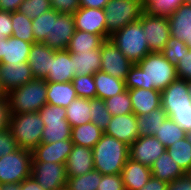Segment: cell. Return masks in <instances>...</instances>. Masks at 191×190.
Instances as JSON below:
<instances>
[{"mask_svg": "<svg viewBox=\"0 0 191 190\" xmlns=\"http://www.w3.org/2000/svg\"><path fill=\"white\" fill-rule=\"evenodd\" d=\"M177 78L176 67L161 52H151L130 68L125 87L128 90L144 88L161 92Z\"/></svg>", "mask_w": 191, "mask_h": 190, "instance_id": "6da1fadb", "label": "cell"}, {"mask_svg": "<svg viewBox=\"0 0 191 190\" xmlns=\"http://www.w3.org/2000/svg\"><path fill=\"white\" fill-rule=\"evenodd\" d=\"M94 170L102 175L121 174L123 166L129 159V146L103 133L101 139L92 148Z\"/></svg>", "mask_w": 191, "mask_h": 190, "instance_id": "7a4b0ae2", "label": "cell"}, {"mask_svg": "<svg viewBox=\"0 0 191 190\" xmlns=\"http://www.w3.org/2000/svg\"><path fill=\"white\" fill-rule=\"evenodd\" d=\"M46 93L47 81L45 79H34L14 88L7 94L11 113L38 112L47 104Z\"/></svg>", "mask_w": 191, "mask_h": 190, "instance_id": "3957f363", "label": "cell"}, {"mask_svg": "<svg viewBox=\"0 0 191 190\" xmlns=\"http://www.w3.org/2000/svg\"><path fill=\"white\" fill-rule=\"evenodd\" d=\"M44 127L39 112L11 113L9 129L21 149L33 151L41 143Z\"/></svg>", "mask_w": 191, "mask_h": 190, "instance_id": "277c9868", "label": "cell"}, {"mask_svg": "<svg viewBox=\"0 0 191 190\" xmlns=\"http://www.w3.org/2000/svg\"><path fill=\"white\" fill-rule=\"evenodd\" d=\"M110 39L133 64H137L151 53L142 23L139 20L124 26L115 32Z\"/></svg>", "mask_w": 191, "mask_h": 190, "instance_id": "5b68a950", "label": "cell"}, {"mask_svg": "<svg viewBox=\"0 0 191 190\" xmlns=\"http://www.w3.org/2000/svg\"><path fill=\"white\" fill-rule=\"evenodd\" d=\"M107 39L124 26L138 21L145 12L144 0H109L104 8Z\"/></svg>", "mask_w": 191, "mask_h": 190, "instance_id": "8992f818", "label": "cell"}, {"mask_svg": "<svg viewBox=\"0 0 191 190\" xmlns=\"http://www.w3.org/2000/svg\"><path fill=\"white\" fill-rule=\"evenodd\" d=\"M44 122L41 143L71 139V125L66 120V108L45 104L39 111Z\"/></svg>", "mask_w": 191, "mask_h": 190, "instance_id": "52a82bcc", "label": "cell"}, {"mask_svg": "<svg viewBox=\"0 0 191 190\" xmlns=\"http://www.w3.org/2000/svg\"><path fill=\"white\" fill-rule=\"evenodd\" d=\"M32 151L19 148L0 158V185L21 183L31 176Z\"/></svg>", "mask_w": 191, "mask_h": 190, "instance_id": "ba28073f", "label": "cell"}, {"mask_svg": "<svg viewBox=\"0 0 191 190\" xmlns=\"http://www.w3.org/2000/svg\"><path fill=\"white\" fill-rule=\"evenodd\" d=\"M139 21L142 23L150 52H161L171 37L167 16L150 15L144 12Z\"/></svg>", "mask_w": 191, "mask_h": 190, "instance_id": "9c48e42d", "label": "cell"}, {"mask_svg": "<svg viewBox=\"0 0 191 190\" xmlns=\"http://www.w3.org/2000/svg\"><path fill=\"white\" fill-rule=\"evenodd\" d=\"M31 176L44 190H66V165L52 162H32Z\"/></svg>", "mask_w": 191, "mask_h": 190, "instance_id": "30bf717a", "label": "cell"}, {"mask_svg": "<svg viewBox=\"0 0 191 190\" xmlns=\"http://www.w3.org/2000/svg\"><path fill=\"white\" fill-rule=\"evenodd\" d=\"M133 63L118 49L111 39L101 45V71L125 80Z\"/></svg>", "mask_w": 191, "mask_h": 190, "instance_id": "8fae6325", "label": "cell"}, {"mask_svg": "<svg viewBox=\"0 0 191 190\" xmlns=\"http://www.w3.org/2000/svg\"><path fill=\"white\" fill-rule=\"evenodd\" d=\"M161 107L168 116L174 111L191 110V99L185 79L177 78L161 91Z\"/></svg>", "mask_w": 191, "mask_h": 190, "instance_id": "7c38bea8", "label": "cell"}, {"mask_svg": "<svg viewBox=\"0 0 191 190\" xmlns=\"http://www.w3.org/2000/svg\"><path fill=\"white\" fill-rule=\"evenodd\" d=\"M74 32L73 15L59 13L53 9L52 36H46L42 43L55 50H65Z\"/></svg>", "mask_w": 191, "mask_h": 190, "instance_id": "4fadbf2b", "label": "cell"}, {"mask_svg": "<svg viewBox=\"0 0 191 190\" xmlns=\"http://www.w3.org/2000/svg\"><path fill=\"white\" fill-rule=\"evenodd\" d=\"M166 150L165 146L155 136L138 137L129 146V158L133 161L151 167Z\"/></svg>", "mask_w": 191, "mask_h": 190, "instance_id": "5bb4252c", "label": "cell"}, {"mask_svg": "<svg viewBox=\"0 0 191 190\" xmlns=\"http://www.w3.org/2000/svg\"><path fill=\"white\" fill-rule=\"evenodd\" d=\"M75 30L101 35L107 40L105 10L80 7L74 14Z\"/></svg>", "mask_w": 191, "mask_h": 190, "instance_id": "9a60e30c", "label": "cell"}, {"mask_svg": "<svg viewBox=\"0 0 191 190\" xmlns=\"http://www.w3.org/2000/svg\"><path fill=\"white\" fill-rule=\"evenodd\" d=\"M136 124L137 116L134 113L112 116L104 133L130 146L139 137Z\"/></svg>", "mask_w": 191, "mask_h": 190, "instance_id": "2e32d148", "label": "cell"}, {"mask_svg": "<svg viewBox=\"0 0 191 190\" xmlns=\"http://www.w3.org/2000/svg\"><path fill=\"white\" fill-rule=\"evenodd\" d=\"M74 78V53L56 50L50 57V69L45 78L47 82H71Z\"/></svg>", "mask_w": 191, "mask_h": 190, "instance_id": "e0dca14e", "label": "cell"}, {"mask_svg": "<svg viewBox=\"0 0 191 190\" xmlns=\"http://www.w3.org/2000/svg\"><path fill=\"white\" fill-rule=\"evenodd\" d=\"M34 79V75L27 62L14 64L0 63L1 85L7 94L14 88H18Z\"/></svg>", "mask_w": 191, "mask_h": 190, "instance_id": "ac0fdd59", "label": "cell"}, {"mask_svg": "<svg viewBox=\"0 0 191 190\" xmlns=\"http://www.w3.org/2000/svg\"><path fill=\"white\" fill-rule=\"evenodd\" d=\"M71 139L56 141L55 143H40L32 151V162H52L66 164L71 152Z\"/></svg>", "mask_w": 191, "mask_h": 190, "instance_id": "d6986e66", "label": "cell"}, {"mask_svg": "<svg viewBox=\"0 0 191 190\" xmlns=\"http://www.w3.org/2000/svg\"><path fill=\"white\" fill-rule=\"evenodd\" d=\"M65 165L67 179L91 172L94 170L92 149L73 144Z\"/></svg>", "mask_w": 191, "mask_h": 190, "instance_id": "ffe728a7", "label": "cell"}, {"mask_svg": "<svg viewBox=\"0 0 191 190\" xmlns=\"http://www.w3.org/2000/svg\"><path fill=\"white\" fill-rule=\"evenodd\" d=\"M167 18L171 36L183 41L191 50V6L183 3Z\"/></svg>", "mask_w": 191, "mask_h": 190, "instance_id": "44dd1931", "label": "cell"}, {"mask_svg": "<svg viewBox=\"0 0 191 190\" xmlns=\"http://www.w3.org/2000/svg\"><path fill=\"white\" fill-rule=\"evenodd\" d=\"M133 113L138 115L149 114L152 110L161 107V92L155 89H129Z\"/></svg>", "mask_w": 191, "mask_h": 190, "instance_id": "7402d4cb", "label": "cell"}, {"mask_svg": "<svg viewBox=\"0 0 191 190\" xmlns=\"http://www.w3.org/2000/svg\"><path fill=\"white\" fill-rule=\"evenodd\" d=\"M55 49L49 48L41 42L31 46L27 63L29 64L35 79H45L50 69V57L55 54Z\"/></svg>", "mask_w": 191, "mask_h": 190, "instance_id": "603a6c76", "label": "cell"}, {"mask_svg": "<svg viewBox=\"0 0 191 190\" xmlns=\"http://www.w3.org/2000/svg\"><path fill=\"white\" fill-rule=\"evenodd\" d=\"M126 190H139L152 177L150 167L131 160L126 161L121 172Z\"/></svg>", "mask_w": 191, "mask_h": 190, "instance_id": "cb8c5ba5", "label": "cell"}, {"mask_svg": "<svg viewBox=\"0 0 191 190\" xmlns=\"http://www.w3.org/2000/svg\"><path fill=\"white\" fill-rule=\"evenodd\" d=\"M152 176L171 183L176 178L184 175L182 168L170 157L167 150L150 167Z\"/></svg>", "mask_w": 191, "mask_h": 190, "instance_id": "d4e9b609", "label": "cell"}, {"mask_svg": "<svg viewBox=\"0 0 191 190\" xmlns=\"http://www.w3.org/2000/svg\"><path fill=\"white\" fill-rule=\"evenodd\" d=\"M47 104L67 108L72 100L77 98L73 83L71 82H47Z\"/></svg>", "mask_w": 191, "mask_h": 190, "instance_id": "484cf974", "label": "cell"}, {"mask_svg": "<svg viewBox=\"0 0 191 190\" xmlns=\"http://www.w3.org/2000/svg\"><path fill=\"white\" fill-rule=\"evenodd\" d=\"M93 78L96 87V97L102 100L111 98L126 90L125 80L114 78L102 71L95 73Z\"/></svg>", "mask_w": 191, "mask_h": 190, "instance_id": "4316f807", "label": "cell"}, {"mask_svg": "<svg viewBox=\"0 0 191 190\" xmlns=\"http://www.w3.org/2000/svg\"><path fill=\"white\" fill-rule=\"evenodd\" d=\"M33 44L10 36L4 39V56L0 63L14 64L27 62L28 55Z\"/></svg>", "mask_w": 191, "mask_h": 190, "instance_id": "83f0119b", "label": "cell"}, {"mask_svg": "<svg viewBox=\"0 0 191 190\" xmlns=\"http://www.w3.org/2000/svg\"><path fill=\"white\" fill-rule=\"evenodd\" d=\"M101 71V47L92 52L74 53V77L94 75Z\"/></svg>", "mask_w": 191, "mask_h": 190, "instance_id": "f1b7e54d", "label": "cell"}, {"mask_svg": "<svg viewBox=\"0 0 191 190\" xmlns=\"http://www.w3.org/2000/svg\"><path fill=\"white\" fill-rule=\"evenodd\" d=\"M104 131L92 122L71 128V141L75 145L93 148Z\"/></svg>", "mask_w": 191, "mask_h": 190, "instance_id": "f546056e", "label": "cell"}, {"mask_svg": "<svg viewBox=\"0 0 191 190\" xmlns=\"http://www.w3.org/2000/svg\"><path fill=\"white\" fill-rule=\"evenodd\" d=\"M167 112L162 108L152 110L149 114L137 116V130L139 137L154 136L160 125L168 118Z\"/></svg>", "mask_w": 191, "mask_h": 190, "instance_id": "4dcf8cb0", "label": "cell"}, {"mask_svg": "<svg viewBox=\"0 0 191 190\" xmlns=\"http://www.w3.org/2000/svg\"><path fill=\"white\" fill-rule=\"evenodd\" d=\"M104 41L101 35L75 30L66 50L70 53L92 52L93 49L100 48Z\"/></svg>", "mask_w": 191, "mask_h": 190, "instance_id": "1f68e13d", "label": "cell"}, {"mask_svg": "<svg viewBox=\"0 0 191 190\" xmlns=\"http://www.w3.org/2000/svg\"><path fill=\"white\" fill-rule=\"evenodd\" d=\"M66 120L71 127L91 122L90 99L77 97L66 108Z\"/></svg>", "mask_w": 191, "mask_h": 190, "instance_id": "d6a6232c", "label": "cell"}, {"mask_svg": "<svg viewBox=\"0 0 191 190\" xmlns=\"http://www.w3.org/2000/svg\"><path fill=\"white\" fill-rule=\"evenodd\" d=\"M164 146L169 148L173 143L187 136V132L173 119L168 117L154 135Z\"/></svg>", "mask_w": 191, "mask_h": 190, "instance_id": "836d02e7", "label": "cell"}, {"mask_svg": "<svg viewBox=\"0 0 191 190\" xmlns=\"http://www.w3.org/2000/svg\"><path fill=\"white\" fill-rule=\"evenodd\" d=\"M166 150L185 173H191V141L187 136L173 143Z\"/></svg>", "mask_w": 191, "mask_h": 190, "instance_id": "e575fe53", "label": "cell"}, {"mask_svg": "<svg viewBox=\"0 0 191 190\" xmlns=\"http://www.w3.org/2000/svg\"><path fill=\"white\" fill-rule=\"evenodd\" d=\"M12 36L29 43H36L32 30V19L24 13L12 12Z\"/></svg>", "mask_w": 191, "mask_h": 190, "instance_id": "d590c367", "label": "cell"}, {"mask_svg": "<svg viewBox=\"0 0 191 190\" xmlns=\"http://www.w3.org/2000/svg\"><path fill=\"white\" fill-rule=\"evenodd\" d=\"M101 179L102 174L92 170L82 176L68 178L66 190H97Z\"/></svg>", "mask_w": 191, "mask_h": 190, "instance_id": "8d00e7d4", "label": "cell"}, {"mask_svg": "<svg viewBox=\"0 0 191 190\" xmlns=\"http://www.w3.org/2000/svg\"><path fill=\"white\" fill-rule=\"evenodd\" d=\"M53 9L32 19V30L36 42H43L46 36H52Z\"/></svg>", "mask_w": 191, "mask_h": 190, "instance_id": "74e56055", "label": "cell"}, {"mask_svg": "<svg viewBox=\"0 0 191 190\" xmlns=\"http://www.w3.org/2000/svg\"><path fill=\"white\" fill-rule=\"evenodd\" d=\"M104 102L106 104V109L111 113L112 116L133 113L128 89L118 95L104 100Z\"/></svg>", "mask_w": 191, "mask_h": 190, "instance_id": "f35d334b", "label": "cell"}, {"mask_svg": "<svg viewBox=\"0 0 191 190\" xmlns=\"http://www.w3.org/2000/svg\"><path fill=\"white\" fill-rule=\"evenodd\" d=\"M91 122L101 130H105L111 121L112 115L106 109V104L101 98L90 99Z\"/></svg>", "mask_w": 191, "mask_h": 190, "instance_id": "ab89813d", "label": "cell"}, {"mask_svg": "<svg viewBox=\"0 0 191 190\" xmlns=\"http://www.w3.org/2000/svg\"><path fill=\"white\" fill-rule=\"evenodd\" d=\"M183 3L184 0H144V7L147 14L167 16Z\"/></svg>", "mask_w": 191, "mask_h": 190, "instance_id": "60d3db41", "label": "cell"}, {"mask_svg": "<svg viewBox=\"0 0 191 190\" xmlns=\"http://www.w3.org/2000/svg\"><path fill=\"white\" fill-rule=\"evenodd\" d=\"M189 48L186 44L176 37L171 36L162 49L161 54L176 67L179 62V58L188 53Z\"/></svg>", "mask_w": 191, "mask_h": 190, "instance_id": "b9f144b4", "label": "cell"}, {"mask_svg": "<svg viewBox=\"0 0 191 190\" xmlns=\"http://www.w3.org/2000/svg\"><path fill=\"white\" fill-rule=\"evenodd\" d=\"M77 97L85 99L96 98V87L93 75H80L72 80Z\"/></svg>", "mask_w": 191, "mask_h": 190, "instance_id": "7bdbcfd3", "label": "cell"}, {"mask_svg": "<svg viewBox=\"0 0 191 190\" xmlns=\"http://www.w3.org/2000/svg\"><path fill=\"white\" fill-rule=\"evenodd\" d=\"M50 9H52L50 0H24L19 5L17 11L34 19Z\"/></svg>", "mask_w": 191, "mask_h": 190, "instance_id": "ee69618b", "label": "cell"}, {"mask_svg": "<svg viewBox=\"0 0 191 190\" xmlns=\"http://www.w3.org/2000/svg\"><path fill=\"white\" fill-rule=\"evenodd\" d=\"M19 147L11 130L5 129L0 131V158L6 156L11 152H15Z\"/></svg>", "mask_w": 191, "mask_h": 190, "instance_id": "f6af8a7d", "label": "cell"}, {"mask_svg": "<svg viewBox=\"0 0 191 190\" xmlns=\"http://www.w3.org/2000/svg\"><path fill=\"white\" fill-rule=\"evenodd\" d=\"M97 190H126L125 185L122 181L121 174L102 175L100 184Z\"/></svg>", "mask_w": 191, "mask_h": 190, "instance_id": "bcb514c9", "label": "cell"}, {"mask_svg": "<svg viewBox=\"0 0 191 190\" xmlns=\"http://www.w3.org/2000/svg\"><path fill=\"white\" fill-rule=\"evenodd\" d=\"M51 8L59 13L73 15L79 8V0H50Z\"/></svg>", "mask_w": 191, "mask_h": 190, "instance_id": "7dc6e473", "label": "cell"}, {"mask_svg": "<svg viewBox=\"0 0 191 190\" xmlns=\"http://www.w3.org/2000/svg\"><path fill=\"white\" fill-rule=\"evenodd\" d=\"M178 78L185 79L186 81L191 80V50L188 53H184L179 58V62L176 65Z\"/></svg>", "mask_w": 191, "mask_h": 190, "instance_id": "c3c4849f", "label": "cell"}, {"mask_svg": "<svg viewBox=\"0 0 191 190\" xmlns=\"http://www.w3.org/2000/svg\"><path fill=\"white\" fill-rule=\"evenodd\" d=\"M10 104L8 100V95L0 97V131L9 128L10 123Z\"/></svg>", "mask_w": 191, "mask_h": 190, "instance_id": "681fc988", "label": "cell"}, {"mask_svg": "<svg viewBox=\"0 0 191 190\" xmlns=\"http://www.w3.org/2000/svg\"><path fill=\"white\" fill-rule=\"evenodd\" d=\"M169 117L186 132L191 131V110L174 111Z\"/></svg>", "mask_w": 191, "mask_h": 190, "instance_id": "f907efd6", "label": "cell"}, {"mask_svg": "<svg viewBox=\"0 0 191 190\" xmlns=\"http://www.w3.org/2000/svg\"><path fill=\"white\" fill-rule=\"evenodd\" d=\"M12 12L0 10V37L5 36L9 38L12 36Z\"/></svg>", "mask_w": 191, "mask_h": 190, "instance_id": "816d5d0a", "label": "cell"}, {"mask_svg": "<svg viewBox=\"0 0 191 190\" xmlns=\"http://www.w3.org/2000/svg\"><path fill=\"white\" fill-rule=\"evenodd\" d=\"M167 190H191V173H185L168 183Z\"/></svg>", "mask_w": 191, "mask_h": 190, "instance_id": "f5cc1de1", "label": "cell"}, {"mask_svg": "<svg viewBox=\"0 0 191 190\" xmlns=\"http://www.w3.org/2000/svg\"><path fill=\"white\" fill-rule=\"evenodd\" d=\"M167 187V182L159 180L152 176L149 181L139 190H167Z\"/></svg>", "mask_w": 191, "mask_h": 190, "instance_id": "db71d44e", "label": "cell"}, {"mask_svg": "<svg viewBox=\"0 0 191 190\" xmlns=\"http://www.w3.org/2000/svg\"><path fill=\"white\" fill-rule=\"evenodd\" d=\"M23 1L24 0H0V10L15 12Z\"/></svg>", "mask_w": 191, "mask_h": 190, "instance_id": "11a10c76", "label": "cell"}, {"mask_svg": "<svg viewBox=\"0 0 191 190\" xmlns=\"http://www.w3.org/2000/svg\"><path fill=\"white\" fill-rule=\"evenodd\" d=\"M20 190H44V188L32 176H29L20 183Z\"/></svg>", "mask_w": 191, "mask_h": 190, "instance_id": "9f6ffc18", "label": "cell"}, {"mask_svg": "<svg viewBox=\"0 0 191 190\" xmlns=\"http://www.w3.org/2000/svg\"><path fill=\"white\" fill-rule=\"evenodd\" d=\"M80 7L104 9L109 0H79Z\"/></svg>", "mask_w": 191, "mask_h": 190, "instance_id": "6f0895ef", "label": "cell"}, {"mask_svg": "<svg viewBox=\"0 0 191 190\" xmlns=\"http://www.w3.org/2000/svg\"><path fill=\"white\" fill-rule=\"evenodd\" d=\"M0 190H20V183H9L0 185Z\"/></svg>", "mask_w": 191, "mask_h": 190, "instance_id": "680465c9", "label": "cell"}, {"mask_svg": "<svg viewBox=\"0 0 191 190\" xmlns=\"http://www.w3.org/2000/svg\"><path fill=\"white\" fill-rule=\"evenodd\" d=\"M4 39H7L5 36L0 37V61L2 57L4 56Z\"/></svg>", "mask_w": 191, "mask_h": 190, "instance_id": "91938a15", "label": "cell"}, {"mask_svg": "<svg viewBox=\"0 0 191 190\" xmlns=\"http://www.w3.org/2000/svg\"><path fill=\"white\" fill-rule=\"evenodd\" d=\"M187 87H188V94H189L190 99H191V80L187 81Z\"/></svg>", "mask_w": 191, "mask_h": 190, "instance_id": "94428289", "label": "cell"}, {"mask_svg": "<svg viewBox=\"0 0 191 190\" xmlns=\"http://www.w3.org/2000/svg\"><path fill=\"white\" fill-rule=\"evenodd\" d=\"M4 95H7V93L4 91L2 85H1V80H0V97L1 96H4Z\"/></svg>", "mask_w": 191, "mask_h": 190, "instance_id": "6125c7cd", "label": "cell"}, {"mask_svg": "<svg viewBox=\"0 0 191 190\" xmlns=\"http://www.w3.org/2000/svg\"><path fill=\"white\" fill-rule=\"evenodd\" d=\"M184 4H187V5L191 6V0H184Z\"/></svg>", "mask_w": 191, "mask_h": 190, "instance_id": "be15d7a7", "label": "cell"}, {"mask_svg": "<svg viewBox=\"0 0 191 190\" xmlns=\"http://www.w3.org/2000/svg\"><path fill=\"white\" fill-rule=\"evenodd\" d=\"M187 138L191 141V131L187 132Z\"/></svg>", "mask_w": 191, "mask_h": 190, "instance_id": "e7e4bbea", "label": "cell"}]
</instances>
